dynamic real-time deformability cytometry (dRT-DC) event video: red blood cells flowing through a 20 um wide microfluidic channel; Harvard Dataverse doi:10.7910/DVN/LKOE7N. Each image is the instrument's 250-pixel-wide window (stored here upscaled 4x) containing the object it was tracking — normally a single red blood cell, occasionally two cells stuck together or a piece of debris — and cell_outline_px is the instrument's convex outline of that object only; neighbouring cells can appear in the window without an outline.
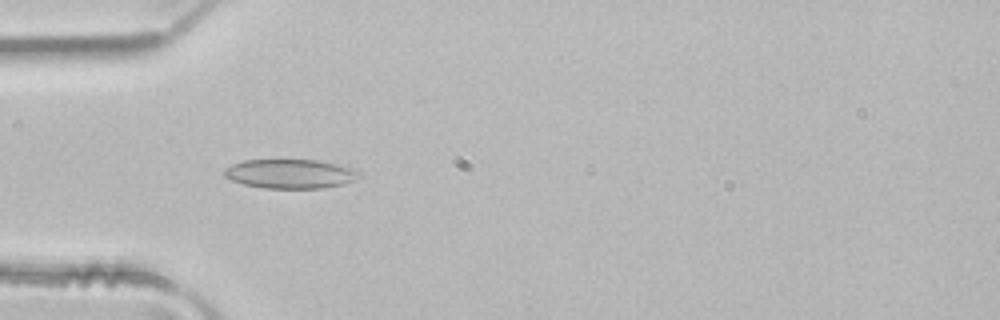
{"species": "common noctule bat (a hibernating species)", "species_latin": "Nyctalus noctula", "temperature_condition": "room temperature", "stored_images_in_passage": 3, "camera_frame_rate_fps": 3000, "um_per_image_px": 0.085, "animal": {"sex": "male", "body_mass_g": 21.5, "forearm_length_mm": 52.0}, "frame": {"image": 1, "passage_image": 2, "time_ms": 0.333, "image_size_px": [1000, 320], "cell_outline_px": [[360, 176], [356, 180], [344, 184], [324, 188], [264, 188], [244, 184], [232, 180], [224, 176], [224, 168], [232, 164], [244, 160], [320, 160], [360, 168]], "centroid_in_image_um": [24.76, 14.76], "position_along_channel_um": 60.2, "area_um2": 23.35}}
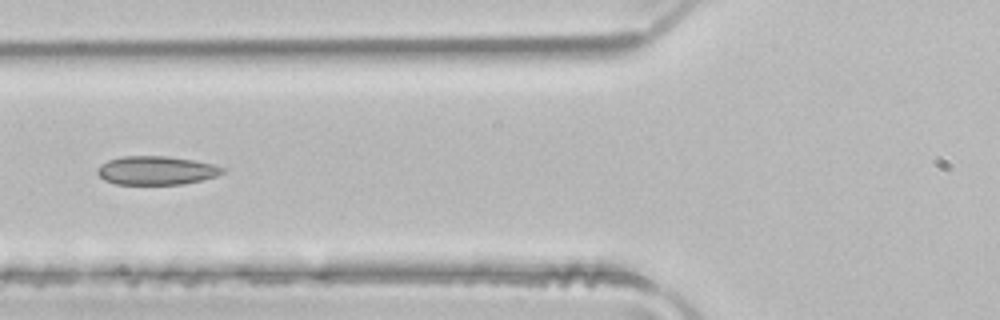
{"frame": {"image": 2, "passage_image": 3, "time_ms": 0.667, "image_size_px": [1000, 320], "cell_outline_px": [[224, 172], [216, 176], [184, 184], [116, 184], [104, 180], [96, 172], [96, 168], [100, 164], [108, 160], [120, 156], [164, 156], [192, 160], [212, 164], [224, 168]], "centroid_in_image_um": [13.23, 14.48], "position_along_channel_um": 112.6, "area_um2": 20.81}}